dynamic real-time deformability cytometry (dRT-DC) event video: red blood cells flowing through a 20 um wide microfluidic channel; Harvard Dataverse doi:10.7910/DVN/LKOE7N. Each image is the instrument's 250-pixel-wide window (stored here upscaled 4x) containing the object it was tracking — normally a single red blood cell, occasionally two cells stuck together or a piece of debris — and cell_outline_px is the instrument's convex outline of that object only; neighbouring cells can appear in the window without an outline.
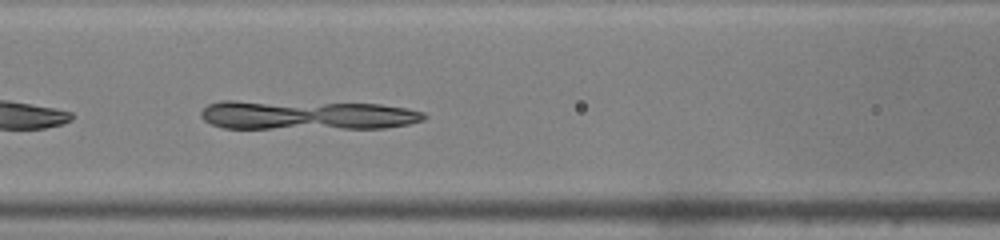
{"species": "common noctule bat (a hibernating species)", "species_latin": "Nyctalus noctula", "temperature_condition": "warm", "stored_images_in_passage": 17, "camera_frame_rate_fps": 3000, "um_per_image_px": 0.085, "animal": {"sex": "male", "body_mass_g": 19.0, "forearm_length_mm": 50.8}, "frame": {"image": 1, "passage_image": 10, "time_ms": 3.0, "image_size_px": [1000, 240], "cell_outline_px": [[428, 116], [424, 120], [408, 124], [384, 128], [224, 128], [212, 124], [204, 120], [200, 116], [200, 112], [208, 104], [224, 100], [232, 100], [380, 104], [404, 108], [424, 112]], "centroid_in_image_um": [26.06, 9.78], "position_along_channel_um": 140.5, "area_um2": 38.26}}